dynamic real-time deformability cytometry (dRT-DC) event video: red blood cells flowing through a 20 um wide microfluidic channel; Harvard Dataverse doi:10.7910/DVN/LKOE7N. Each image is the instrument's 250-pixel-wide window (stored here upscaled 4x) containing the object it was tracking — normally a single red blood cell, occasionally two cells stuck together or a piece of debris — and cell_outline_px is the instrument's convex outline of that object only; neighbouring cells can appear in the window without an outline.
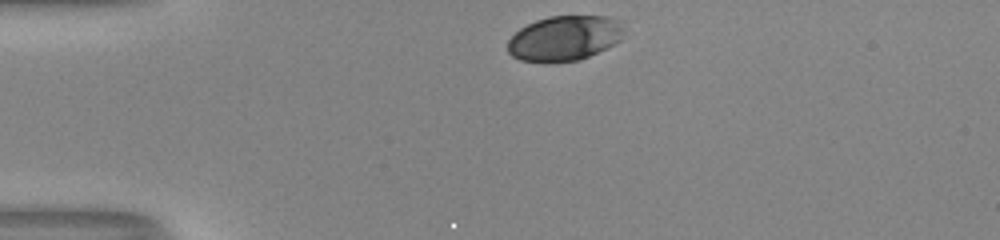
{"species": "human", "species_latin": "Homo sapiens", "temperature_condition": "room temperature", "stored_images_in_passage": 31, "camera_frame_rate_fps": 3000, "um_per_image_px": 0.085, "donor": {"sex": "male"}, "frame": {"image": 1, "passage_image": 1, "time_ms": 0.0, "image_size_px": [1000, 240], "cell_outline_px": [[624, 28], [620, 40], [580, 60], [520, 60], [512, 56], [508, 52], [508, 40], [520, 28], [536, 20], [548, 16], [608, 16], [620, 20]], "centroid_in_image_um": [47.99, 3.2], "position_along_channel_um": 37.0, "area_um2": 29.88}}
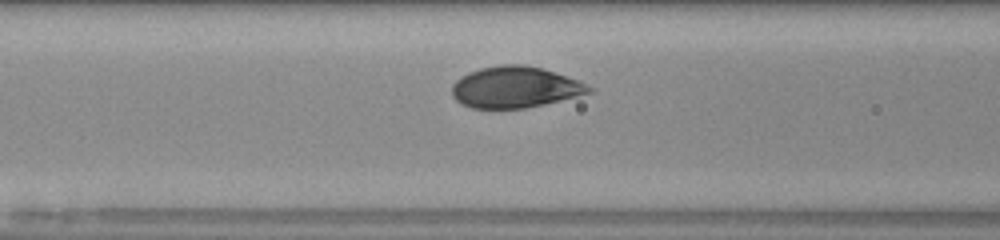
{"frame": {"image": 2, "passage_image": 11, "time_ms": 3.333, "image_size_px": [1000, 240], "cell_outline_px": [[592, 92], [544, 104], [524, 108], [472, 108], [460, 104], [452, 96], [452, 84], [460, 76], [468, 72], [480, 68], [500, 64], [524, 64], [544, 68], [556, 72], [576, 80], [592, 88]], "centroid_in_image_um": [43.72, 7.4], "position_along_channel_um": 122.9, "area_um2": 32.95}}
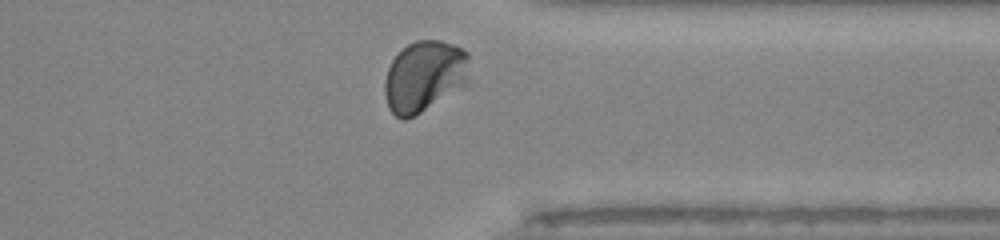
{"frame": {"image": 3, "passage_image": 30, "time_ms": 9.667, "image_size_px": [1000, 240], "cell_outline_px": [[468, 80], [464, 84], [420, 112], [404, 120], [400, 120], [388, 108], [384, 92], [384, 84], [388, 68], [392, 60], [408, 44], [416, 40], [440, 40], [452, 44], [468, 52]], "centroid_in_image_um": [36.03, 6.46], "position_along_channel_um": 375.4, "area_um2": 34.56}, "authors_computed_cell_mechanics": {"area_um2": 33.6974, "velocity_mm_per_s": 4.0267, "shape_relaxation_time_tau1_ms": 2.1825, "shape_relaxation_time_tau2_ms": null, "deformation_change_tau1": 0.1166, "deformation_change_tau2": null}}